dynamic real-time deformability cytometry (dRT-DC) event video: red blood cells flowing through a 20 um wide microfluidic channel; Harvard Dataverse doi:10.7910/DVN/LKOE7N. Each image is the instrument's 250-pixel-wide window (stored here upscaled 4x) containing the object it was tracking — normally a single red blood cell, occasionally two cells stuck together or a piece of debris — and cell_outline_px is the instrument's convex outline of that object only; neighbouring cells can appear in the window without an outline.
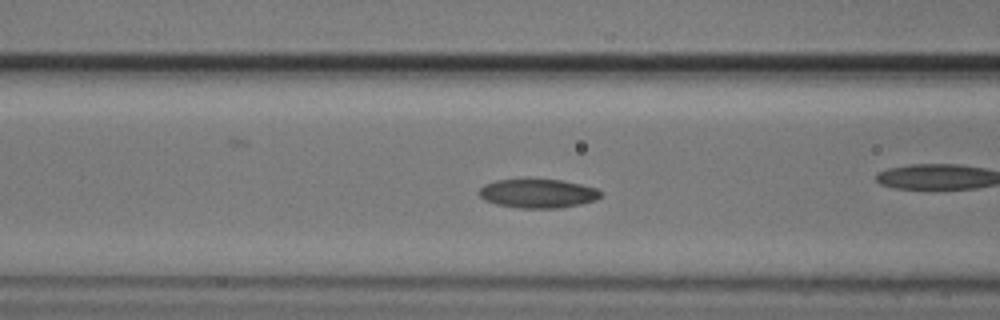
{"species": "common noctule bat (a hibernating species)", "species_latin": "Nyctalus noctula", "temperature_condition": "cold", "stored_images_in_passage": 16, "camera_frame_rate_fps": 3000, "um_per_image_px": 0.085, "animal": {"sex": "male", "body_mass_g": 20.5, "forearm_length_mm": 52.5}, "frame": {"image": 1, "passage_image": 15, "time_ms": 4.667, "image_size_px": [1000, 320], "cell_outline_px": [[600, 196], [596, 200], [580, 204], [560, 208], [520, 208], [496, 204], [484, 200], [476, 192], [484, 184], [496, 180], [560, 180], [580, 184], [596, 188], [600, 192]], "centroid_in_image_um": [45.68, 16.45], "position_along_channel_um": 120.9, "area_um2": 20.35}}